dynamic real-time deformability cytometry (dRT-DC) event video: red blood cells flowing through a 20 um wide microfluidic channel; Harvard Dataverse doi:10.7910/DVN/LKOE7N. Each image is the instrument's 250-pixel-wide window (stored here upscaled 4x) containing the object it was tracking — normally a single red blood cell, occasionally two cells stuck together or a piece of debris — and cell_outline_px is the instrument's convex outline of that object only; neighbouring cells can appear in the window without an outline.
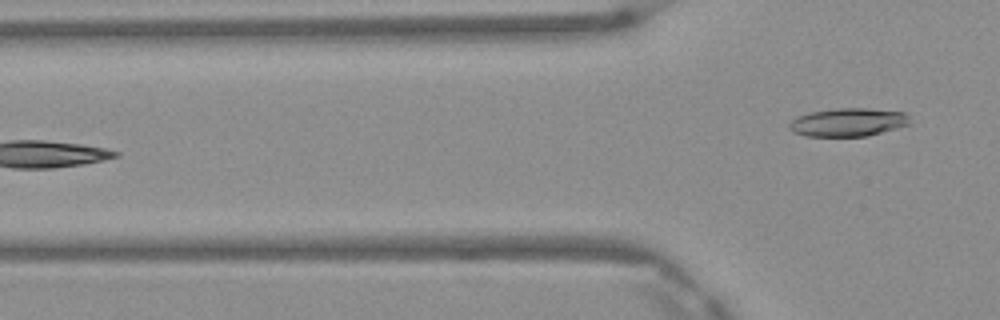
{"species": "Egyptian fruit bat (a non-hibernating species)", "species_latin": "Rousettus aegyptiacus", "temperature_condition": "warm", "stored_images_in_passage": 5, "camera_frame_rate_fps": 3000, "um_per_image_px": 0.085, "frame": {"image": 1, "passage_image": 5, "time_ms": 1.333, "image_size_px": [1000, 320], "cell_outline_px": [[912, 124], [868, 136], [808, 136], [792, 132], [788, 128], [788, 124], [796, 116], [808, 112], [832, 108], [868, 108], [904, 112], [908, 116]], "centroid_in_image_um": [72.07, 10.38], "position_along_channel_um": 53.7, "area_um2": 20.17}}